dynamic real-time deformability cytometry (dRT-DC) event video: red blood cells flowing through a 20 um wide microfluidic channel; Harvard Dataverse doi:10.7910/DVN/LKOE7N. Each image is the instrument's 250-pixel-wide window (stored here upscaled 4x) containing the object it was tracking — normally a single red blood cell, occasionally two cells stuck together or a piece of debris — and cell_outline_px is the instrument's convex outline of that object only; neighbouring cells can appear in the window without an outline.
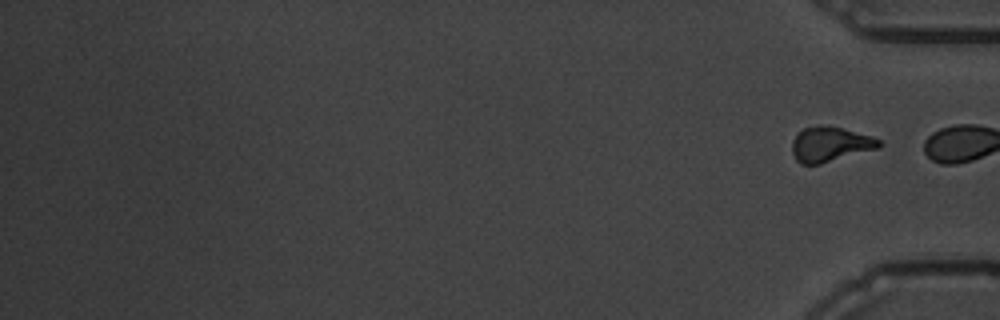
{"species": "common noctule bat (a hibernating species)", "species_latin": "Nyctalus noctula", "temperature_condition": "warm", "stored_images_in_passage": 13, "segment_of_instrument_passage": [2, 2], "camera_frame_rate_fps": 3000, "um_per_image_px": 0.085, "animal": {"sex": "male", "body_mass_g": 19.5, "forearm_length_mm": 54.6}, "frame": {"image": 1, "passage_image": 13, "time_ms": 14.667, "image_size_px": [1000, 320], "cell_outline_px": [[884, 144], [880, 148], [820, 164], [800, 164], [796, 160], [792, 152], [792, 140], [804, 128], [816, 124], [824, 124], [872, 136], [880, 140]], "centroid_in_image_um": [70.58, 12.26], "position_along_channel_um": 364.6, "area_um2": 17.86}}